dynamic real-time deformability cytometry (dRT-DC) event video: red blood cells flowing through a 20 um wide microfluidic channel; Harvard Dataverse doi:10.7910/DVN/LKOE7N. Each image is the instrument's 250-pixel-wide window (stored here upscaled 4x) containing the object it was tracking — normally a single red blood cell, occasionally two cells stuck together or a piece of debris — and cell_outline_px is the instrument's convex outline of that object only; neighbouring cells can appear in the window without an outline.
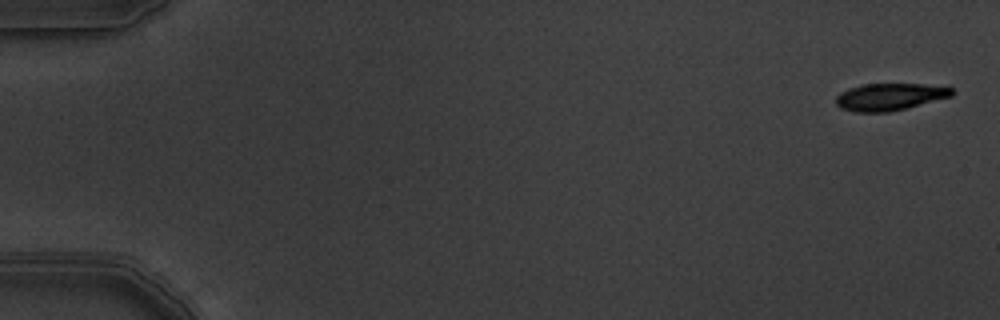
{"species": "common noctule bat (a hibernating species)", "species_latin": "Nyctalus noctula", "temperature_condition": "warm", "stored_images_in_passage": 7, "camera_frame_rate_fps": 3000, "um_per_image_px": 0.085, "animal": {"sex": "male", "body_mass_g": 19.5, "forearm_length_mm": 54.6}, "frame": {"image": 1, "passage_image": 1, "time_ms": 0.0, "image_size_px": [1000, 320], "cell_outline_px": [[956, 92], [952, 96], [888, 112], [856, 112], [840, 108], [836, 104], [836, 96], [840, 92], [848, 88], [864, 84], [924, 84], [952, 88]], "centroid_in_image_um": [75.6, 8.22], "position_along_channel_um": 9.4, "area_um2": 18.21}}
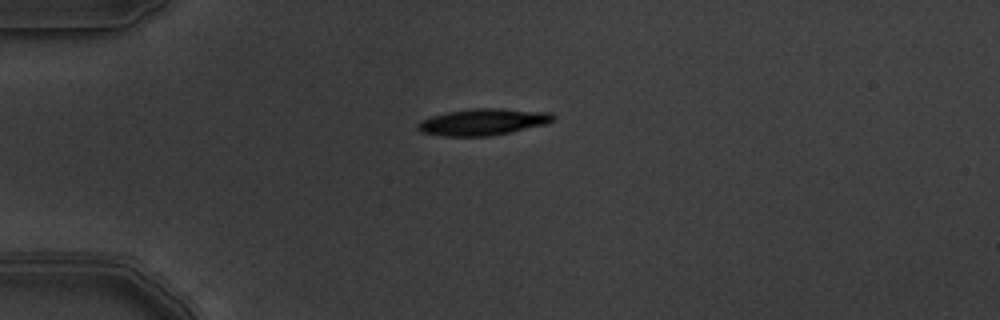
{"frame": {"image": 2, "passage_image": 5, "time_ms": 1.333, "image_size_px": [1000, 320], "cell_outline_px": [[556, 120], [548, 124], [512, 132], [488, 136], [444, 136], [420, 132], [416, 128], [416, 124], [420, 120], [432, 116], [448, 112], [472, 108], [496, 108], [552, 112], [556, 116]], "centroid_in_image_um": [41.1, 10.36], "position_along_channel_um": 43.9, "area_um2": 21.27}}